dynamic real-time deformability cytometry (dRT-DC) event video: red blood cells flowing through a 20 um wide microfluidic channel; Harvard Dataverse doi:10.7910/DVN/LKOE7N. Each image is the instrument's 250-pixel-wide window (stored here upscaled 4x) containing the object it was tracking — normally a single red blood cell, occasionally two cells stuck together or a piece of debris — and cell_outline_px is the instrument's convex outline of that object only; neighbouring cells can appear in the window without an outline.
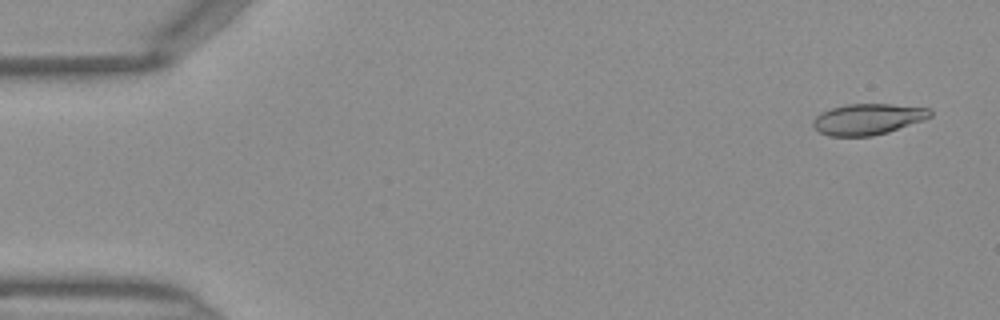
{"species": "Egyptian fruit bat (a non-hibernating species)", "species_latin": "Rousettus aegyptiacus", "temperature_condition": "warm", "stored_images_in_passage": 13, "camera_frame_rate_fps": 3000, "um_per_image_px": 0.085, "frame": {"image": 1, "passage_image": 1, "time_ms": 0.0, "image_size_px": [1000, 320], "cell_outline_px": [[932, 116], [924, 120], [888, 132], [872, 136], [828, 136], [820, 132], [812, 124], [812, 120], [820, 112], [844, 104], [892, 104], [932, 108]], "centroid_in_image_um": [73.78, 10.12], "position_along_channel_um": 11.2, "area_um2": 21.33}}
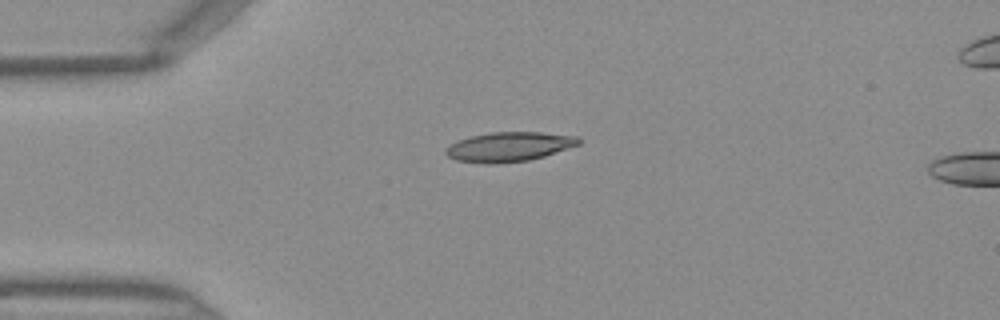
{"frame": {"image": 2, "passage_image": 10, "time_ms": 3.0, "image_size_px": [1000, 320], "cell_outline_px": [[580, 144], [544, 156], [528, 160], [496, 164], [484, 164], [456, 160], [448, 156], [444, 152], [444, 148], [460, 140], [472, 136], [492, 132], [540, 132], [580, 136]], "centroid_in_image_um": [43.28, 12.48], "position_along_channel_um": 41.7, "area_um2": 22.83}}